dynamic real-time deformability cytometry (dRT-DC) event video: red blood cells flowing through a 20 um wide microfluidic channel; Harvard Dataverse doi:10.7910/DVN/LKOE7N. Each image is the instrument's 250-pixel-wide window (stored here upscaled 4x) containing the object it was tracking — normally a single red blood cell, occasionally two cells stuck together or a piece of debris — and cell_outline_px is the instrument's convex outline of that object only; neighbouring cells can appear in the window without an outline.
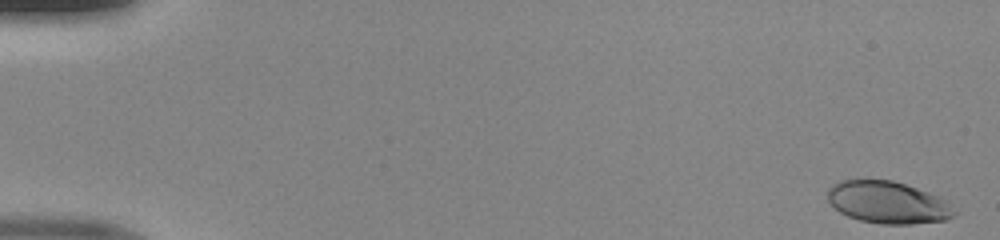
{"species": "human", "species_latin": "Homo sapiens", "temperature_condition": "room temperature", "stored_images_in_passage": 50, "camera_frame_rate_fps": 3000, "um_per_image_px": 0.085, "donor": {"sex": "male"}, "frame": {"image": 1, "passage_image": 2, "time_ms": 0.333, "image_size_px": [1000, 240], "cell_outline_px": [[960, 212], [944, 220], [912, 224], [884, 224], [860, 220], [848, 216], [840, 212], [828, 200], [828, 188], [832, 184], [840, 180], [892, 180], [940, 196]], "centroid_in_image_um": [75.49, 17.2], "position_along_channel_um": 9.5, "area_um2": 31.04}}
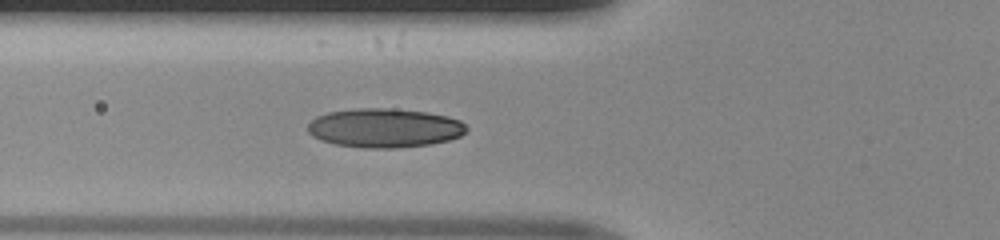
{"frame": {"image": 2, "passage_image": 20, "time_ms": 6.333, "image_size_px": [1000, 240], "cell_outline_px": [[468, 128], [460, 136], [448, 140], [428, 144], [396, 148], [360, 148], [336, 144], [320, 140], [312, 136], [308, 132], [308, 124], [316, 116], [328, 112], [352, 108], [392, 108], [428, 112], [448, 116], [460, 120]], "centroid_in_image_um": [32.66, 10.87], "position_along_channel_um": 93.1, "area_um2": 36.36}}
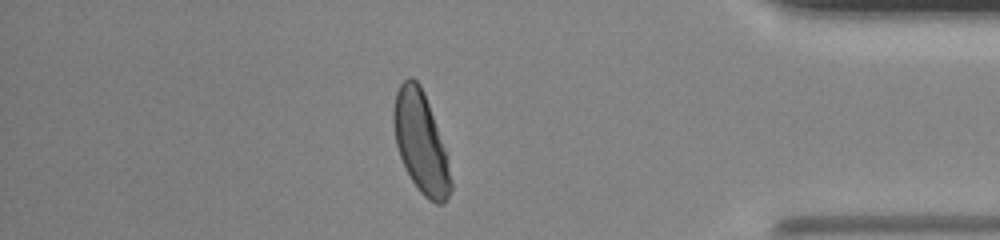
{"frame": {"image": 3, "passage_image": 44, "time_ms": 14.333, "image_size_px": [1000, 240], "cell_outline_px": [[452, 188], [444, 204], [436, 204], [428, 200], [420, 192], [412, 180], [400, 156], [396, 144], [392, 120], [392, 112], [396, 92], [400, 84], [408, 76], [412, 76], [420, 84], [424, 92], [444, 148], [452, 180]], "centroid_in_image_um": [35.75, 12.1], "position_along_channel_um": 399.5, "area_um2": 33.29}}